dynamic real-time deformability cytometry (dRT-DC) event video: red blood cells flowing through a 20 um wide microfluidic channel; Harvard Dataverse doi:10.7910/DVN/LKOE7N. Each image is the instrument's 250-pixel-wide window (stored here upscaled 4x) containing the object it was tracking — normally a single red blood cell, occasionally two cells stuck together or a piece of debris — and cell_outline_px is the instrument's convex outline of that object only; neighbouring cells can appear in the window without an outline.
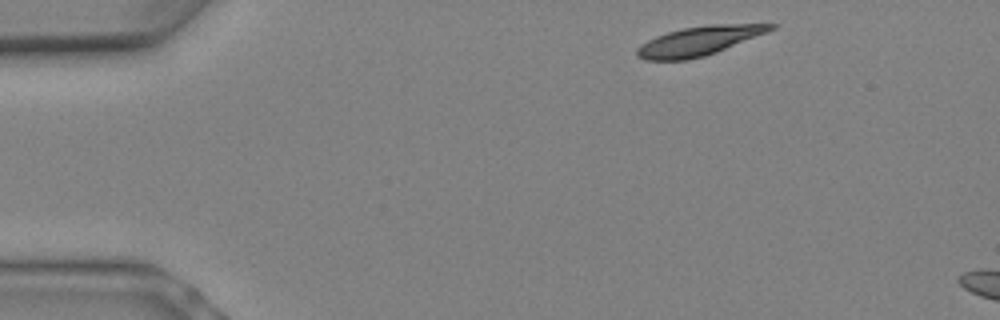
{"species": "Egyptian fruit bat (a non-hibernating species)", "species_latin": "Rousettus aegyptiacus", "temperature_condition": "warm", "stored_images_in_passage": 4, "camera_frame_rate_fps": 3000, "um_per_image_px": 0.085, "animal": {"sex": "female"}, "frame": {"image": 1, "passage_image": 1, "time_ms": 0.0, "image_size_px": [1000, 320], "cell_outline_px": [[776, 28], [768, 32], [716, 52], [704, 56], [688, 60], [644, 60], [636, 56], [636, 48], [640, 44], [656, 36], [668, 32], [684, 28], [708, 24], [776, 24]], "centroid_in_image_um": [59.38, 3.48], "position_along_channel_um": 25.6, "area_um2": 22.66}}